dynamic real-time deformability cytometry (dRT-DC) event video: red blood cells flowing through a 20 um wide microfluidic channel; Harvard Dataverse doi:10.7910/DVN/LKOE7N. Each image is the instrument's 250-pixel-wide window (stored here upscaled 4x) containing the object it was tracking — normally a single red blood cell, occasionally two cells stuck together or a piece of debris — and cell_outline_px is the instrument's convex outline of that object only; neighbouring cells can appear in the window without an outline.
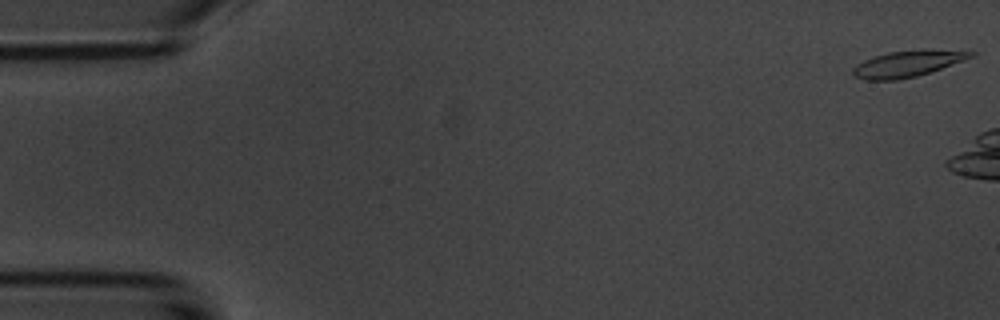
{"species": "common noctule bat (a hibernating species)", "species_latin": "Nyctalus noctula", "temperature_condition": "room temperature", "stored_images_in_passage": 6, "camera_frame_rate_fps": 3000, "um_per_image_px": 0.085, "animal": {"sex": "male", "body_mass_g": 20.1, "forearm_length_mm": 53.5}, "frame": {"image": 1, "passage_image": 1, "time_ms": 0.0, "image_size_px": [1000, 320], "cell_outline_px": [[976, 56], [916, 76], [896, 80], [864, 80], [852, 76], [852, 68], [856, 64], [872, 56], [888, 52], [924, 48], [976, 52]], "centroid_in_image_um": [77.1, 5.4], "position_along_channel_um": 7.9, "area_um2": 18.26}}